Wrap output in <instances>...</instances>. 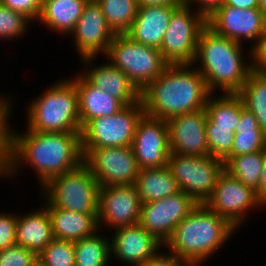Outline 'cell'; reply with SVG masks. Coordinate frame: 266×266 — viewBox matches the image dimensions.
Listing matches in <instances>:
<instances>
[{"instance_id": "cell-1", "label": "cell", "mask_w": 266, "mask_h": 266, "mask_svg": "<svg viewBox=\"0 0 266 266\" xmlns=\"http://www.w3.org/2000/svg\"><path fill=\"white\" fill-rule=\"evenodd\" d=\"M14 100L7 101L9 179L23 166L31 167L41 188L52 177L69 172L84 162L81 132L15 131L11 128ZM22 164H24L22 166Z\"/></svg>"}, {"instance_id": "cell-2", "label": "cell", "mask_w": 266, "mask_h": 266, "mask_svg": "<svg viewBox=\"0 0 266 266\" xmlns=\"http://www.w3.org/2000/svg\"><path fill=\"white\" fill-rule=\"evenodd\" d=\"M211 94L193 64H169L140 92V100L146 115L167 121L205 108Z\"/></svg>"}, {"instance_id": "cell-3", "label": "cell", "mask_w": 266, "mask_h": 266, "mask_svg": "<svg viewBox=\"0 0 266 266\" xmlns=\"http://www.w3.org/2000/svg\"><path fill=\"white\" fill-rule=\"evenodd\" d=\"M244 46L215 33L207 25L201 30L193 65L211 93L219 94L217 90L223 93L240 91L252 72L251 50L248 47V51L244 50Z\"/></svg>"}, {"instance_id": "cell-4", "label": "cell", "mask_w": 266, "mask_h": 266, "mask_svg": "<svg viewBox=\"0 0 266 266\" xmlns=\"http://www.w3.org/2000/svg\"><path fill=\"white\" fill-rule=\"evenodd\" d=\"M236 231L227 219L210 210L205 204H198L175 227L164 249L191 266H201L206 260L213 258Z\"/></svg>"}, {"instance_id": "cell-5", "label": "cell", "mask_w": 266, "mask_h": 266, "mask_svg": "<svg viewBox=\"0 0 266 266\" xmlns=\"http://www.w3.org/2000/svg\"><path fill=\"white\" fill-rule=\"evenodd\" d=\"M26 108L25 128L37 132H81L78 93L69 78L57 80Z\"/></svg>"}, {"instance_id": "cell-6", "label": "cell", "mask_w": 266, "mask_h": 266, "mask_svg": "<svg viewBox=\"0 0 266 266\" xmlns=\"http://www.w3.org/2000/svg\"><path fill=\"white\" fill-rule=\"evenodd\" d=\"M39 192L45 206L98 214L100 186L84 162L69 172L52 177Z\"/></svg>"}, {"instance_id": "cell-7", "label": "cell", "mask_w": 266, "mask_h": 266, "mask_svg": "<svg viewBox=\"0 0 266 266\" xmlns=\"http://www.w3.org/2000/svg\"><path fill=\"white\" fill-rule=\"evenodd\" d=\"M104 58L123 71L140 92L169 65L159 49L135 42L126 34H115Z\"/></svg>"}, {"instance_id": "cell-8", "label": "cell", "mask_w": 266, "mask_h": 266, "mask_svg": "<svg viewBox=\"0 0 266 266\" xmlns=\"http://www.w3.org/2000/svg\"><path fill=\"white\" fill-rule=\"evenodd\" d=\"M176 179L180 191L188 194L198 204L211 197L224 162L212 156H189L170 153L167 165Z\"/></svg>"}, {"instance_id": "cell-9", "label": "cell", "mask_w": 266, "mask_h": 266, "mask_svg": "<svg viewBox=\"0 0 266 266\" xmlns=\"http://www.w3.org/2000/svg\"><path fill=\"white\" fill-rule=\"evenodd\" d=\"M206 25V19L193 7L185 4L177 7L159 49L165 61L172 65L193 64L198 37Z\"/></svg>"}, {"instance_id": "cell-10", "label": "cell", "mask_w": 266, "mask_h": 266, "mask_svg": "<svg viewBox=\"0 0 266 266\" xmlns=\"http://www.w3.org/2000/svg\"><path fill=\"white\" fill-rule=\"evenodd\" d=\"M144 114L140 100L117 114L88 121L81 129L82 148L132 146L137 124Z\"/></svg>"}, {"instance_id": "cell-11", "label": "cell", "mask_w": 266, "mask_h": 266, "mask_svg": "<svg viewBox=\"0 0 266 266\" xmlns=\"http://www.w3.org/2000/svg\"><path fill=\"white\" fill-rule=\"evenodd\" d=\"M82 152L100 187L135 184L141 168L131 146L82 148Z\"/></svg>"}, {"instance_id": "cell-12", "label": "cell", "mask_w": 266, "mask_h": 266, "mask_svg": "<svg viewBox=\"0 0 266 266\" xmlns=\"http://www.w3.org/2000/svg\"><path fill=\"white\" fill-rule=\"evenodd\" d=\"M205 205L227 219L236 229L238 228L237 230L248 218L250 214L248 212L253 209L255 212L266 209L258 200L254 189L246 186L225 170L220 174L214 191Z\"/></svg>"}, {"instance_id": "cell-13", "label": "cell", "mask_w": 266, "mask_h": 266, "mask_svg": "<svg viewBox=\"0 0 266 266\" xmlns=\"http://www.w3.org/2000/svg\"><path fill=\"white\" fill-rule=\"evenodd\" d=\"M197 206L192 197L179 191L161 200L142 203L139 224L165 245L175 227Z\"/></svg>"}, {"instance_id": "cell-14", "label": "cell", "mask_w": 266, "mask_h": 266, "mask_svg": "<svg viewBox=\"0 0 266 266\" xmlns=\"http://www.w3.org/2000/svg\"><path fill=\"white\" fill-rule=\"evenodd\" d=\"M206 24L215 33L242 45L249 41L248 48L266 32V17L259 8L239 9L223 4L206 19Z\"/></svg>"}, {"instance_id": "cell-15", "label": "cell", "mask_w": 266, "mask_h": 266, "mask_svg": "<svg viewBox=\"0 0 266 266\" xmlns=\"http://www.w3.org/2000/svg\"><path fill=\"white\" fill-rule=\"evenodd\" d=\"M141 204L134 185L100 187L97 215L99 229L107 226L106 229H112V232L119 227L138 224Z\"/></svg>"}, {"instance_id": "cell-16", "label": "cell", "mask_w": 266, "mask_h": 266, "mask_svg": "<svg viewBox=\"0 0 266 266\" xmlns=\"http://www.w3.org/2000/svg\"><path fill=\"white\" fill-rule=\"evenodd\" d=\"M73 40L79 59L106 54L115 34L108 27L104 14L96 0H87L81 17L69 34Z\"/></svg>"}, {"instance_id": "cell-17", "label": "cell", "mask_w": 266, "mask_h": 266, "mask_svg": "<svg viewBox=\"0 0 266 266\" xmlns=\"http://www.w3.org/2000/svg\"><path fill=\"white\" fill-rule=\"evenodd\" d=\"M131 147L141 169L167 166L171 153L167 122L144 114L137 124Z\"/></svg>"}, {"instance_id": "cell-18", "label": "cell", "mask_w": 266, "mask_h": 266, "mask_svg": "<svg viewBox=\"0 0 266 266\" xmlns=\"http://www.w3.org/2000/svg\"><path fill=\"white\" fill-rule=\"evenodd\" d=\"M206 119L205 108L168 119L166 122L170 152L189 156H210Z\"/></svg>"}, {"instance_id": "cell-19", "label": "cell", "mask_w": 266, "mask_h": 266, "mask_svg": "<svg viewBox=\"0 0 266 266\" xmlns=\"http://www.w3.org/2000/svg\"><path fill=\"white\" fill-rule=\"evenodd\" d=\"M113 230L112 236L110 235L111 257L127 264L126 266H141L164 248V245L139 223Z\"/></svg>"}, {"instance_id": "cell-20", "label": "cell", "mask_w": 266, "mask_h": 266, "mask_svg": "<svg viewBox=\"0 0 266 266\" xmlns=\"http://www.w3.org/2000/svg\"><path fill=\"white\" fill-rule=\"evenodd\" d=\"M96 57L81 59L83 67L80 73L95 87L106 91L112 97L121 101L125 106H129L140 101V91L128 79L127 75L113 66L108 60L100 63ZM92 65V66H91Z\"/></svg>"}, {"instance_id": "cell-21", "label": "cell", "mask_w": 266, "mask_h": 266, "mask_svg": "<svg viewBox=\"0 0 266 266\" xmlns=\"http://www.w3.org/2000/svg\"><path fill=\"white\" fill-rule=\"evenodd\" d=\"M176 8L177 6L138 7L137 15L125 34L135 42L160 49Z\"/></svg>"}, {"instance_id": "cell-22", "label": "cell", "mask_w": 266, "mask_h": 266, "mask_svg": "<svg viewBox=\"0 0 266 266\" xmlns=\"http://www.w3.org/2000/svg\"><path fill=\"white\" fill-rule=\"evenodd\" d=\"M78 93V113L81 128L90 120L111 116L126 106L106 91L93 86L80 72L73 78Z\"/></svg>"}, {"instance_id": "cell-23", "label": "cell", "mask_w": 266, "mask_h": 266, "mask_svg": "<svg viewBox=\"0 0 266 266\" xmlns=\"http://www.w3.org/2000/svg\"><path fill=\"white\" fill-rule=\"evenodd\" d=\"M31 212L17 214L16 244L39 254L53 239L52 225L47 207L39 206Z\"/></svg>"}, {"instance_id": "cell-24", "label": "cell", "mask_w": 266, "mask_h": 266, "mask_svg": "<svg viewBox=\"0 0 266 266\" xmlns=\"http://www.w3.org/2000/svg\"><path fill=\"white\" fill-rule=\"evenodd\" d=\"M54 239L77 241L98 232V214H83L67 209L46 206Z\"/></svg>"}, {"instance_id": "cell-25", "label": "cell", "mask_w": 266, "mask_h": 266, "mask_svg": "<svg viewBox=\"0 0 266 266\" xmlns=\"http://www.w3.org/2000/svg\"><path fill=\"white\" fill-rule=\"evenodd\" d=\"M87 0H43L37 23L64 37L74 30Z\"/></svg>"}, {"instance_id": "cell-26", "label": "cell", "mask_w": 266, "mask_h": 266, "mask_svg": "<svg viewBox=\"0 0 266 266\" xmlns=\"http://www.w3.org/2000/svg\"><path fill=\"white\" fill-rule=\"evenodd\" d=\"M134 186L142 203L161 200L180 191L168 166L140 169Z\"/></svg>"}, {"instance_id": "cell-27", "label": "cell", "mask_w": 266, "mask_h": 266, "mask_svg": "<svg viewBox=\"0 0 266 266\" xmlns=\"http://www.w3.org/2000/svg\"><path fill=\"white\" fill-rule=\"evenodd\" d=\"M244 108L243 101L237 93L222 92L219 96H213L212 93L205 106L207 118L214 127L231 128L232 132H236Z\"/></svg>"}, {"instance_id": "cell-28", "label": "cell", "mask_w": 266, "mask_h": 266, "mask_svg": "<svg viewBox=\"0 0 266 266\" xmlns=\"http://www.w3.org/2000/svg\"><path fill=\"white\" fill-rule=\"evenodd\" d=\"M266 148V134L260 129L252 112L244 108L236 127L231 153L227 157L246 155Z\"/></svg>"}, {"instance_id": "cell-29", "label": "cell", "mask_w": 266, "mask_h": 266, "mask_svg": "<svg viewBox=\"0 0 266 266\" xmlns=\"http://www.w3.org/2000/svg\"><path fill=\"white\" fill-rule=\"evenodd\" d=\"M101 231L74 242L75 266H109L108 264H111L110 237L106 234L102 235Z\"/></svg>"}, {"instance_id": "cell-30", "label": "cell", "mask_w": 266, "mask_h": 266, "mask_svg": "<svg viewBox=\"0 0 266 266\" xmlns=\"http://www.w3.org/2000/svg\"><path fill=\"white\" fill-rule=\"evenodd\" d=\"M244 107L253 113L260 129L266 134V75L251 72L237 93Z\"/></svg>"}, {"instance_id": "cell-31", "label": "cell", "mask_w": 266, "mask_h": 266, "mask_svg": "<svg viewBox=\"0 0 266 266\" xmlns=\"http://www.w3.org/2000/svg\"><path fill=\"white\" fill-rule=\"evenodd\" d=\"M223 162L224 170L231 176L254 190L258 188L263 167V150L246 155L226 157Z\"/></svg>"}, {"instance_id": "cell-32", "label": "cell", "mask_w": 266, "mask_h": 266, "mask_svg": "<svg viewBox=\"0 0 266 266\" xmlns=\"http://www.w3.org/2000/svg\"><path fill=\"white\" fill-rule=\"evenodd\" d=\"M114 34H125L131 27L137 12V0H96Z\"/></svg>"}, {"instance_id": "cell-33", "label": "cell", "mask_w": 266, "mask_h": 266, "mask_svg": "<svg viewBox=\"0 0 266 266\" xmlns=\"http://www.w3.org/2000/svg\"><path fill=\"white\" fill-rule=\"evenodd\" d=\"M40 266H75L73 241L53 239L39 254Z\"/></svg>"}, {"instance_id": "cell-34", "label": "cell", "mask_w": 266, "mask_h": 266, "mask_svg": "<svg viewBox=\"0 0 266 266\" xmlns=\"http://www.w3.org/2000/svg\"><path fill=\"white\" fill-rule=\"evenodd\" d=\"M30 22L32 21L22 13L0 3V39L2 41L25 37L24 34L29 31Z\"/></svg>"}, {"instance_id": "cell-35", "label": "cell", "mask_w": 266, "mask_h": 266, "mask_svg": "<svg viewBox=\"0 0 266 266\" xmlns=\"http://www.w3.org/2000/svg\"><path fill=\"white\" fill-rule=\"evenodd\" d=\"M206 137L210 156L224 160L233 146L235 132L231 128L214 127V124L206 119Z\"/></svg>"}, {"instance_id": "cell-36", "label": "cell", "mask_w": 266, "mask_h": 266, "mask_svg": "<svg viewBox=\"0 0 266 266\" xmlns=\"http://www.w3.org/2000/svg\"><path fill=\"white\" fill-rule=\"evenodd\" d=\"M38 254L21 245L15 244L0 250V266H36Z\"/></svg>"}, {"instance_id": "cell-37", "label": "cell", "mask_w": 266, "mask_h": 266, "mask_svg": "<svg viewBox=\"0 0 266 266\" xmlns=\"http://www.w3.org/2000/svg\"><path fill=\"white\" fill-rule=\"evenodd\" d=\"M17 213L0 211V250L16 244Z\"/></svg>"}, {"instance_id": "cell-38", "label": "cell", "mask_w": 266, "mask_h": 266, "mask_svg": "<svg viewBox=\"0 0 266 266\" xmlns=\"http://www.w3.org/2000/svg\"><path fill=\"white\" fill-rule=\"evenodd\" d=\"M43 0H0V3L8 8L22 13L24 16L29 18L32 23L37 22L41 9Z\"/></svg>"}, {"instance_id": "cell-39", "label": "cell", "mask_w": 266, "mask_h": 266, "mask_svg": "<svg viewBox=\"0 0 266 266\" xmlns=\"http://www.w3.org/2000/svg\"><path fill=\"white\" fill-rule=\"evenodd\" d=\"M9 179L8 122L6 114L0 119V180Z\"/></svg>"}, {"instance_id": "cell-40", "label": "cell", "mask_w": 266, "mask_h": 266, "mask_svg": "<svg viewBox=\"0 0 266 266\" xmlns=\"http://www.w3.org/2000/svg\"><path fill=\"white\" fill-rule=\"evenodd\" d=\"M251 69L253 72L266 75V32L250 48Z\"/></svg>"}, {"instance_id": "cell-41", "label": "cell", "mask_w": 266, "mask_h": 266, "mask_svg": "<svg viewBox=\"0 0 266 266\" xmlns=\"http://www.w3.org/2000/svg\"><path fill=\"white\" fill-rule=\"evenodd\" d=\"M141 266H191L188 262L178 259L171 252L160 250L154 257Z\"/></svg>"}, {"instance_id": "cell-42", "label": "cell", "mask_w": 266, "mask_h": 266, "mask_svg": "<svg viewBox=\"0 0 266 266\" xmlns=\"http://www.w3.org/2000/svg\"><path fill=\"white\" fill-rule=\"evenodd\" d=\"M223 3L224 0H184L185 5L193 6V8L196 6L194 9L205 19L211 16Z\"/></svg>"}, {"instance_id": "cell-43", "label": "cell", "mask_w": 266, "mask_h": 266, "mask_svg": "<svg viewBox=\"0 0 266 266\" xmlns=\"http://www.w3.org/2000/svg\"><path fill=\"white\" fill-rule=\"evenodd\" d=\"M258 200L266 208V148L263 150V167L259 181V186L255 190Z\"/></svg>"}, {"instance_id": "cell-44", "label": "cell", "mask_w": 266, "mask_h": 266, "mask_svg": "<svg viewBox=\"0 0 266 266\" xmlns=\"http://www.w3.org/2000/svg\"><path fill=\"white\" fill-rule=\"evenodd\" d=\"M138 7L177 6L184 4V0H137Z\"/></svg>"}, {"instance_id": "cell-45", "label": "cell", "mask_w": 266, "mask_h": 266, "mask_svg": "<svg viewBox=\"0 0 266 266\" xmlns=\"http://www.w3.org/2000/svg\"><path fill=\"white\" fill-rule=\"evenodd\" d=\"M223 4L239 9L259 8V0H224Z\"/></svg>"}, {"instance_id": "cell-46", "label": "cell", "mask_w": 266, "mask_h": 266, "mask_svg": "<svg viewBox=\"0 0 266 266\" xmlns=\"http://www.w3.org/2000/svg\"><path fill=\"white\" fill-rule=\"evenodd\" d=\"M7 109V102H0V119L6 114Z\"/></svg>"}, {"instance_id": "cell-47", "label": "cell", "mask_w": 266, "mask_h": 266, "mask_svg": "<svg viewBox=\"0 0 266 266\" xmlns=\"http://www.w3.org/2000/svg\"><path fill=\"white\" fill-rule=\"evenodd\" d=\"M259 9L263 12L266 17V0H259Z\"/></svg>"}, {"instance_id": "cell-48", "label": "cell", "mask_w": 266, "mask_h": 266, "mask_svg": "<svg viewBox=\"0 0 266 266\" xmlns=\"http://www.w3.org/2000/svg\"><path fill=\"white\" fill-rule=\"evenodd\" d=\"M7 97V98H6ZM10 96H5V94H3V95H0V102H7L8 101V98H9Z\"/></svg>"}]
</instances>
